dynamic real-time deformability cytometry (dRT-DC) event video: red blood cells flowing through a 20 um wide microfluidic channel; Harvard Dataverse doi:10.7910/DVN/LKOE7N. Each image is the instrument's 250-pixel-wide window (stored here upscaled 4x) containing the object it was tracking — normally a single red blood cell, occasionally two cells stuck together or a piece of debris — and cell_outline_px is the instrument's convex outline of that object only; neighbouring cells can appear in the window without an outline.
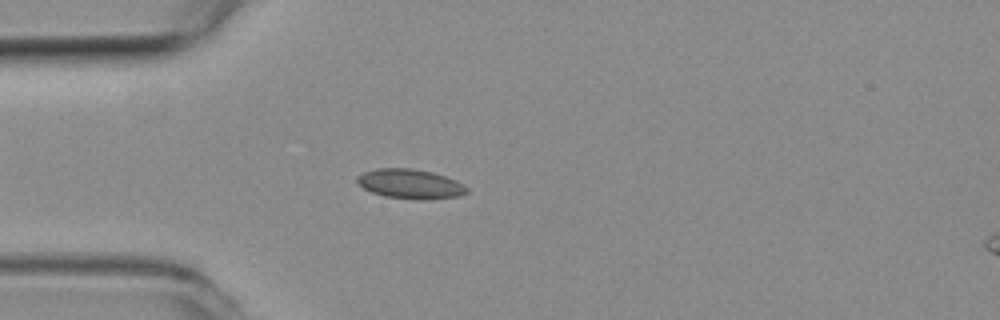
{"species": "common noctule bat (a hibernating species)", "species_latin": "Nyctalus noctula", "temperature_condition": "room temperature", "stored_images_in_passage": 51, "camera_frame_rate_fps": 3000, "um_per_image_px": 0.085, "animal": {"sex": "female", "body_mass_g": 19.3, "forearm_length_mm": 54.1}, "frame": {"image": 1, "passage_image": 12, "time_ms": 3.667, "image_size_px": [1000, 320], "cell_outline_px": [[468, 192], [460, 196], [428, 200], [420, 200], [384, 196], [372, 192], [364, 188], [356, 180], [356, 176], [364, 172], [376, 168], [412, 168], [432, 172], [456, 180], [464, 184], [468, 188]], "centroid_in_image_um": [34.9, 15.64], "position_along_channel_um": 50.1, "area_um2": 19.02}}
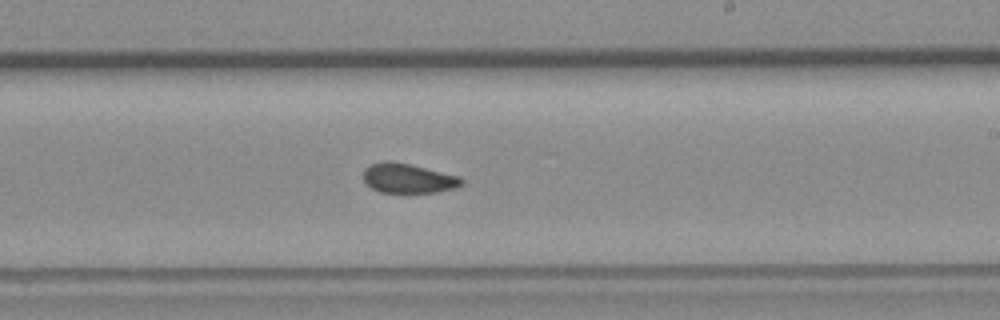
{"frame": {"image": 2, "passage_image": 29, "time_ms": 9.333, "image_size_px": [1000, 320], "cell_outline_px": [[464, 184], [456, 188], [436, 192], [380, 192], [364, 184], [364, 168], [372, 164], [388, 160], [408, 164], [460, 176], [464, 180]], "centroid_in_image_um": [34.7, 15.16], "position_along_channel_um": 254.3, "area_um2": 16.88}}
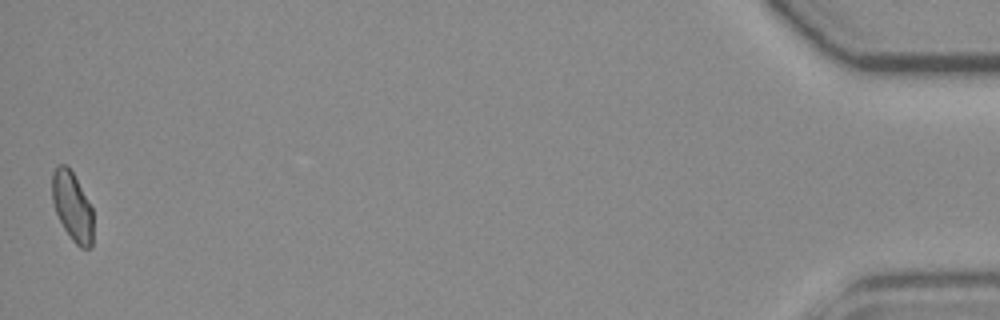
{"frame": {"image": 3, "passage_image": 51, "time_ms": 16.667, "image_size_px": [1000, 320], "cell_outline_px": [[92, 248], [80, 248], [72, 240], [64, 228], [56, 212], [52, 200], [52, 172], [56, 164], [64, 164], [72, 172], [92, 208]], "centroid_in_image_um": [6.13, 17.55], "position_along_channel_um": 429.1, "area_um2": 16.3}, "authors_computed_cell_mechanics": {"area_um2": 17.5712, "velocity_mm_per_s": 3.7714, "shape_relaxation_time_tau1_ms": null, "shape_relaxation_time_tau2_ms": 2.7669, "deformation_change_tau1": null, "deformation_change_tau2": 0.043}}